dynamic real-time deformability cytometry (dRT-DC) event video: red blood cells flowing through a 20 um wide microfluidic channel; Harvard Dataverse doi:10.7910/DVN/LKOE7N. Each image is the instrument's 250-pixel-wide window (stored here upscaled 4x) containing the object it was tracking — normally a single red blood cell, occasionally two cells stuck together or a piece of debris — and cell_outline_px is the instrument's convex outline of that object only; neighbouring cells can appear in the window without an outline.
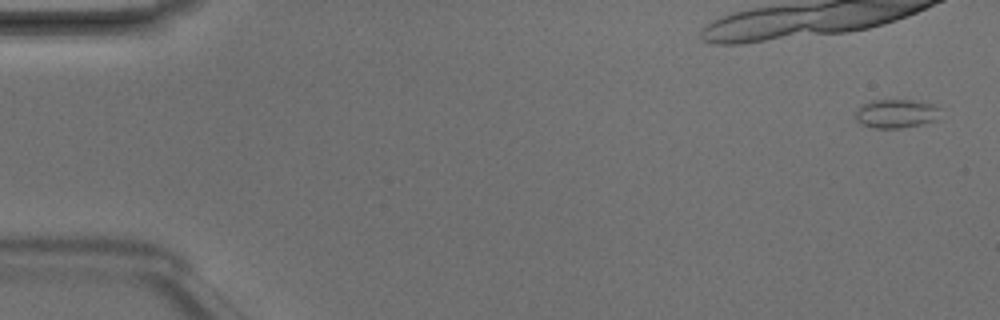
{"species": "Egyptian fruit bat (a non-hibernating species)", "species_latin": "Rousettus aegyptiacus", "temperature_condition": "room temperature", "stored_images_in_passage": 5, "camera_frame_rate_fps": 3000, "um_per_image_px": 0.085, "animal": {"sex": "male"}, "frame": {"image": 1, "passage_image": 1, "time_ms": 0.0, "image_size_px": [1000, 320], "cell_outline_px": [[940, 108], [936, 120], [920, 124], [900, 128], [872, 128], [860, 124], [856, 120], [856, 112], [864, 104], [872, 100], [912, 100], [936, 104]], "centroid_in_image_um": [76.18, 9.66], "position_along_channel_um": 8.8, "area_um2": 14.16}}